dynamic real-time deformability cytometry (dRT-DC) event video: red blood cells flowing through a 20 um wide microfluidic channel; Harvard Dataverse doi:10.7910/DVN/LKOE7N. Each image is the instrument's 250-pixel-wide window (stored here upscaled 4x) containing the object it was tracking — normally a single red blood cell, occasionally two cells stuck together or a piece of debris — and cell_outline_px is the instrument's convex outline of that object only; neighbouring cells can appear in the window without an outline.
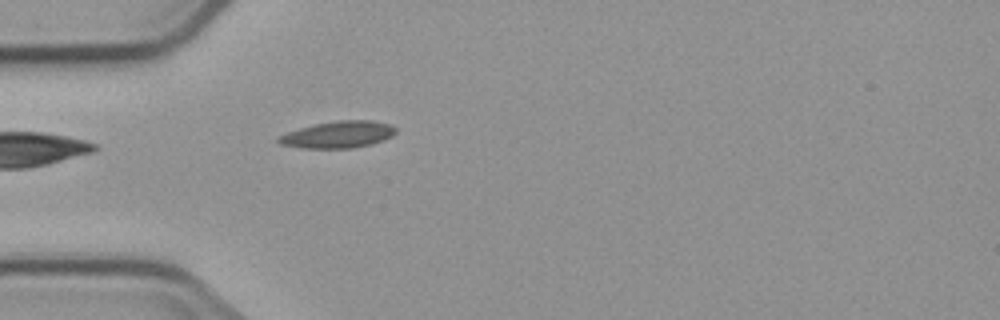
{"species": "common noctule bat (a hibernating species)", "species_latin": "Nyctalus noctula", "temperature_condition": "cold", "stored_images_in_passage": 3, "camera_frame_rate_fps": 3000, "um_per_image_px": 0.085, "animal": {"sex": "male", "body_mass_g": 23.1, "forearm_length_mm": 52.7}, "frame": {"image": 1, "passage_image": 3, "time_ms": 2.333, "image_size_px": [1000, 320], "cell_outline_px": [[396, 132], [392, 136], [384, 140], [372, 144], [352, 148], [304, 148], [280, 144], [276, 140], [276, 136], [300, 128], [316, 124], [340, 120], [372, 120], [388, 124], [396, 128]], "centroid_in_image_um": [28.74, 11.44], "position_along_channel_um": 56.3, "area_um2": 18.26}}